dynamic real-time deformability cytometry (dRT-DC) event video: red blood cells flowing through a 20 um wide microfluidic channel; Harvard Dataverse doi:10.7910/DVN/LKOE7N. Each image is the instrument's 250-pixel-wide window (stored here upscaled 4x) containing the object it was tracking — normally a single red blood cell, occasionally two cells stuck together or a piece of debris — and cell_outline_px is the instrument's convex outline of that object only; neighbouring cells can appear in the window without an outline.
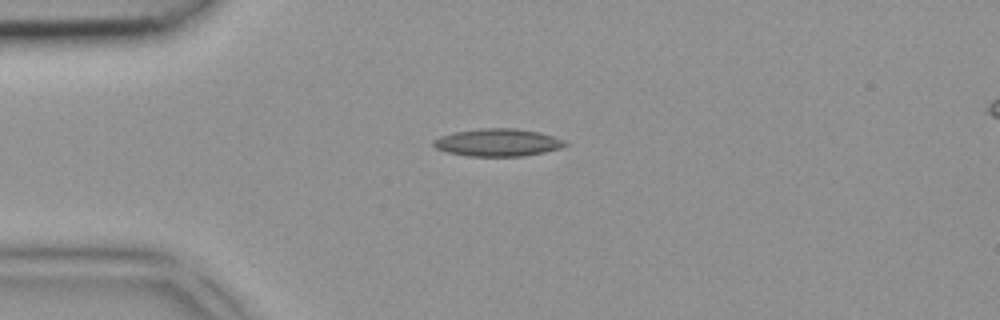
{"species": "common noctule bat (a hibernating species)", "species_latin": "Nyctalus noctula", "temperature_condition": "room temperature", "stored_images_in_passage": 2, "segment_of_instrument_passage": [1, 2], "camera_frame_rate_fps": 3000, "um_per_image_px": 0.085, "animal": {"sex": "female", "body_mass_g": 18.4}, "frame": {"image": 1, "passage_image": 1, "time_ms": 0.0, "image_size_px": [1000, 320], "cell_outline_px": [[572, 144], [564, 148], [524, 156], [468, 156], [448, 152], [436, 148], [432, 144], [432, 140], [440, 136], [452, 132], [480, 128], [516, 128], [540, 132], [564, 140]], "centroid_in_image_um": [42.35, 12.11], "position_along_channel_um": 42.7, "area_um2": 21.44}}